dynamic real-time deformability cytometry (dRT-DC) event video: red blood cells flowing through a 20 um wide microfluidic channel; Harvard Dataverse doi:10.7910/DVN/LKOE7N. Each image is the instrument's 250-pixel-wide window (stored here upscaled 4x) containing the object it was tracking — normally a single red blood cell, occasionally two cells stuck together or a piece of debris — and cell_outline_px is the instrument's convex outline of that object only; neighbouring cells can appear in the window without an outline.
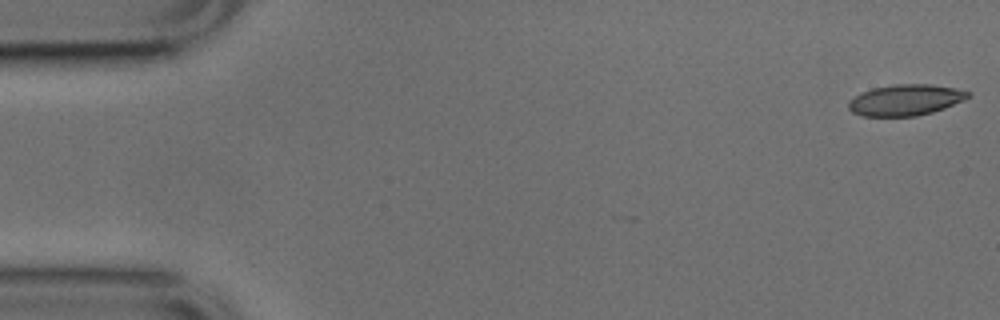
{"species": "common noctule bat (a hibernating species)", "species_latin": "Nyctalus noctula", "temperature_condition": "cold", "stored_images_in_passage": 51, "camera_frame_rate_fps": 3000, "um_per_image_px": 0.085, "animal": {"sex": "male", "body_mass_g": 17.9, "forearm_length_mm": 54.2}, "frame": {"image": 1, "passage_image": 1, "time_ms": 0.0, "image_size_px": [1000, 320], "cell_outline_px": [[972, 96], [964, 100], [944, 108], [932, 112], [916, 116], [864, 116], [852, 112], [848, 108], [848, 100], [872, 88], [892, 84], [928, 84], [956, 88], [972, 92]], "centroid_in_image_um": [76.99, 8.49], "position_along_channel_um": 8.0, "area_um2": 21.68}}
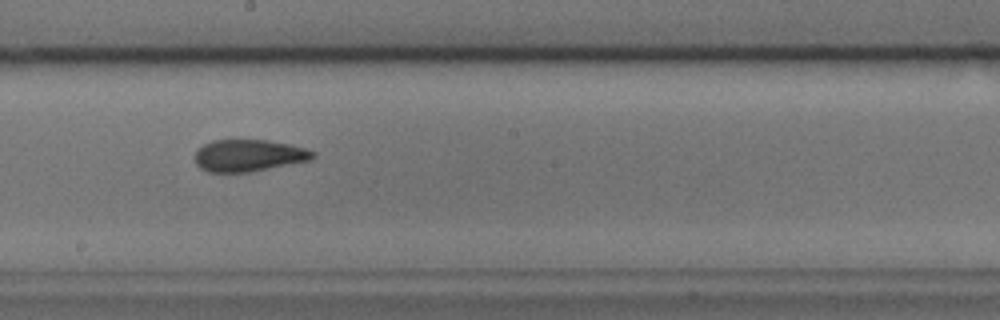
{"frame": {"image": 2, "passage_image": 28, "time_ms": 9.0, "image_size_px": [1000, 320], "cell_outline_px": [[316, 156], [312, 160], [248, 172], [208, 172], [200, 168], [196, 164], [196, 152], [204, 144], [212, 140], [268, 140], [288, 144], [304, 148], [316, 152]], "centroid_in_image_um": [21.16, 13.22], "position_along_channel_um": 227.0, "area_um2": 21.85}}
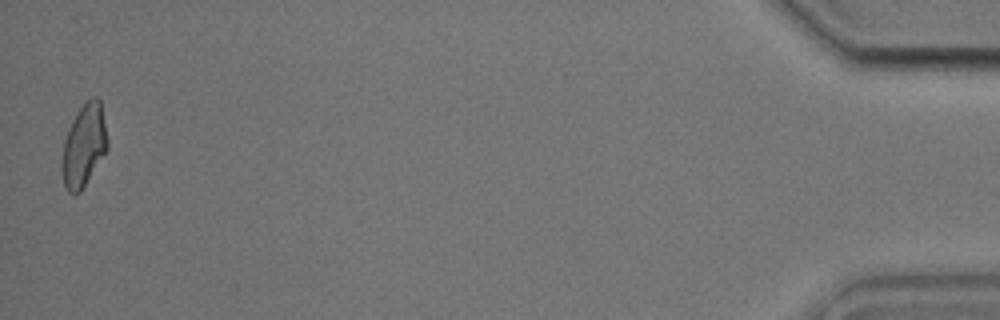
{"frame": {"image": 3, "passage_image": 51, "time_ms": 16.667, "image_size_px": [1000, 320], "cell_outline_px": [[108, 148], [80, 192], [76, 196], [68, 192], [64, 184], [60, 164], [64, 140], [68, 128], [72, 120], [80, 108], [92, 96], [96, 96], [100, 100], [108, 140]], "centroid_in_image_um": [7.11, 12.39], "position_along_channel_um": 428.1, "area_um2": 21.85}, "authors_computed_cell_mechanics": {"area_um2": 21.964, "velocity_mm_per_s": 3.8408, "shape_relaxation_time_tau1_ms": null, "shape_relaxation_time_tau2_ms": 2.0604, "deformation_change_tau1": null, "deformation_change_tau2": 0.0929}}